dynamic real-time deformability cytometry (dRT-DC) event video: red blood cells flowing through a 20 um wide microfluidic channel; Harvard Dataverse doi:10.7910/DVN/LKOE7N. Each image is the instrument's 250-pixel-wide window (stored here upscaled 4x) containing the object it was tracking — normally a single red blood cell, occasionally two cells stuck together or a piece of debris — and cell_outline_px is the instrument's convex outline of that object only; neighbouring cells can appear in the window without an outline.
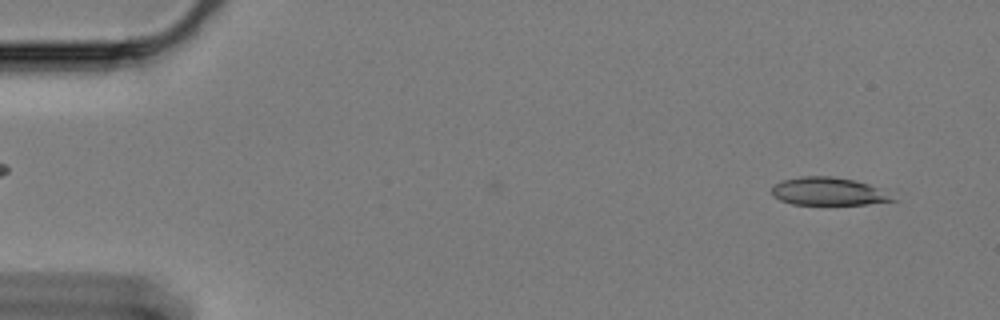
{"species": "Egyptian fruit bat (a non-hibernating species)", "species_latin": "Rousettus aegyptiacus", "temperature_condition": "cold", "stored_images_in_passage": 54, "camera_frame_rate_fps": 3000, "um_per_image_px": 0.085, "animal": {"sex": "female"}, "frame": {"image": 1, "passage_image": 3, "time_ms": 0.667, "image_size_px": [1000, 320], "cell_outline_px": [[896, 200], [864, 204], [792, 204], [780, 200], [772, 196], [772, 188], [780, 180], [800, 176], [832, 176], [852, 180], [868, 184], [880, 188]], "centroid_in_image_um": [70.34, 16.26], "position_along_channel_um": 14.7, "area_um2": 19.42}}
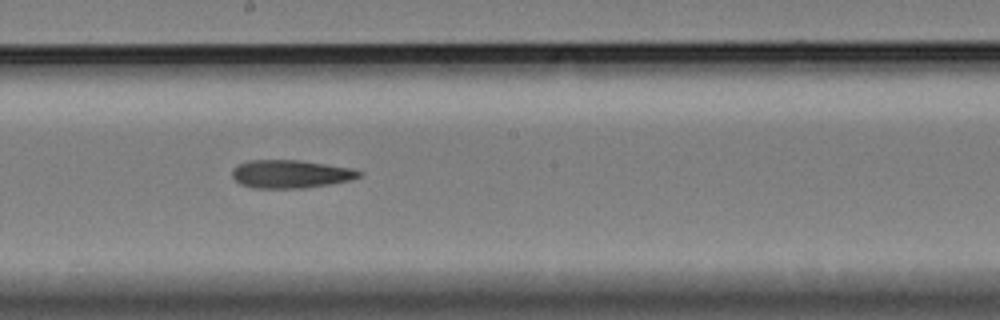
{"frame": {"image": 2, "passage_image": 32, "time_ms": 10.333, "image_size_px": [1000, 320], "cell_outline_px": [[360, 176], [348, 180], [328, 184], [300, 188], [252, 188], [240, 184], [232, 176], [232, 168], [248, 160], [296, 160], [352, 168], [360, 172]], "centroid_in_image_um": [24.63, 14.79], "position_along_channel_um": 223.6, "area_um2": 20.46}}
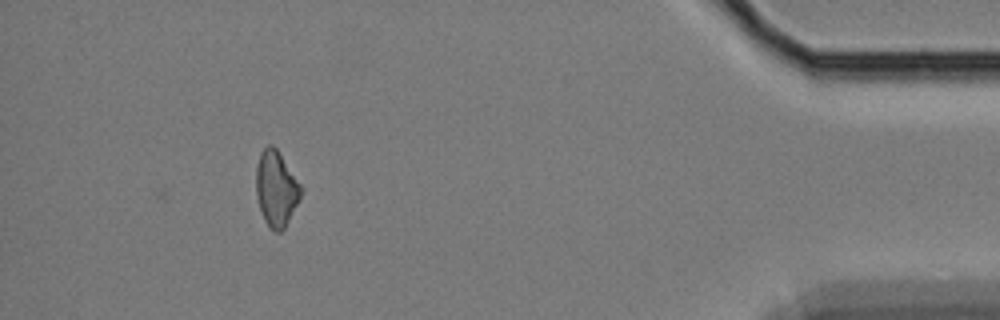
{"frame": {"image": 3, "passage_image": 54, "time_ms": 17.667, "image_size_px": [1000, 320], "cell_outline_px": [[304, 188], [284, 228], [280, 232], [272, 232], [268, 228], [264, 220], [256, 196], [256, 168], [260, 152], [268, 144], [272, 144], [276, 148]], "centroid_in_image_um": [23.46, 16.03], "position_along_channel_um": 411.7, "area_um2": 19.71}}